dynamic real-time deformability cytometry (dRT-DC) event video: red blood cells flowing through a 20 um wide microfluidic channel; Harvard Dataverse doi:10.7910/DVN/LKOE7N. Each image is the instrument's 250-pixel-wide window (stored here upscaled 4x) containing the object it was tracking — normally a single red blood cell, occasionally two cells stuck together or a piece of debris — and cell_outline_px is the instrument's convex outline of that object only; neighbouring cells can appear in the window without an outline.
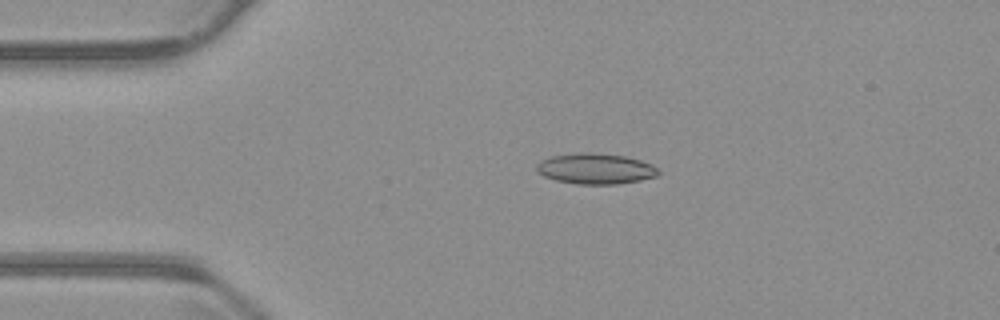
{"species": "common noctule bat (a hibernating species)", "species_latin": "Nyctalus noctula", "temperature_condition": "warm", "stored_images_in_passage": 43, "camera_frame_rate_fps": 3000, "um_per_image_px": 0.085, "animal": {"sex": "male", "body_mass_g": 23.1, "forearm_length_mm": 52.7}, "frame": {"image": 1, "passage_image": 1, "time_ms": 0.0, "image_size_px": [1000, 320], "cell_outline_px": [[660, 172], [656, 176], [640, 180], [616, 184], [576, 184], [556, 180], [544, 176], [536, 172], [536, 164], [540, 160], [552, 156], [580, 152], [592, 152], [628, 156], [652, 164]], "centroid_in_image_um": [50.6, 14.33], "position_along_channel_um": 34.4, "area_um2": 21.91}}
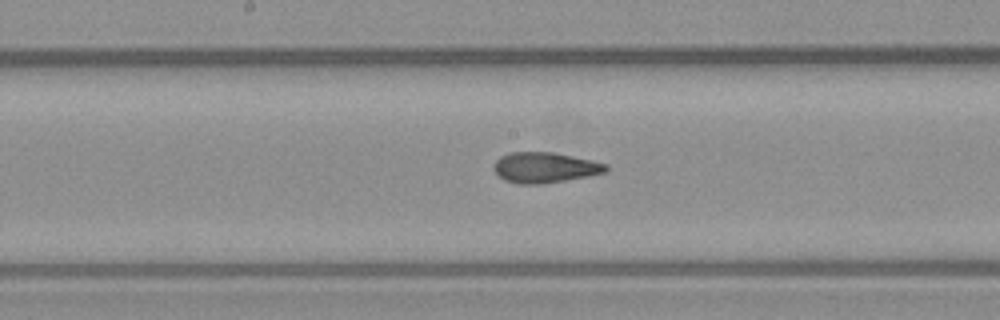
{"frame": {"image": 2, "passage_image": 17, "time_ms": 5.333, "image_size_px": [1000, 320], "cell_outline_px": [[608, 168], [604, 172], [588, 176], [540, 184], [520, 184], [504, 180], [492, 168], [496, 160], [500, 156], [512, 152], [552, 152], [592, 160], [608, 164]], "centroid_in_image_um": [46.29, 14.23], "position_along_channel_um": 201.9, "area_um2": 19.77}}
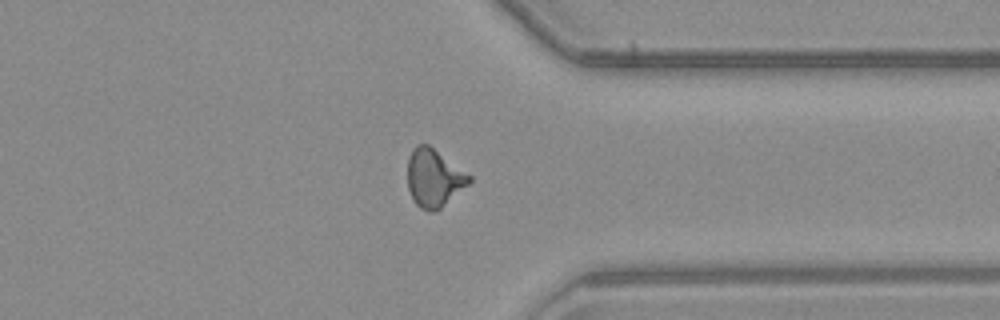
{"frame": {"image": 3, "passage_image": 31, "time_ms": 10.0, "image_size_px": [1000, 320], "cell_outline_px": [[472, 180], [468, 184], [440, 208], [432, 212], [428, 212], [420, 208], [412, 200], [408, 188], [408, 156], [412, 148], [416, 144], [428, 144], [472, 176]], "centroid_in_image_um": [36.86, 15.12], "position_along_channel_um": 374.5, "area_um2": 20.75}, "authors_computed_cell_mechanics": {"area_um2": 19.8832, "velocity_mm_per_s": 3.8181, "shape_relaxation_time_tau1_ms": null, "shape_relaxation_time_tau2_ms": 1.4856, "deformation_change_tau1": null, "deformation_change_tau2": 0.0804}}